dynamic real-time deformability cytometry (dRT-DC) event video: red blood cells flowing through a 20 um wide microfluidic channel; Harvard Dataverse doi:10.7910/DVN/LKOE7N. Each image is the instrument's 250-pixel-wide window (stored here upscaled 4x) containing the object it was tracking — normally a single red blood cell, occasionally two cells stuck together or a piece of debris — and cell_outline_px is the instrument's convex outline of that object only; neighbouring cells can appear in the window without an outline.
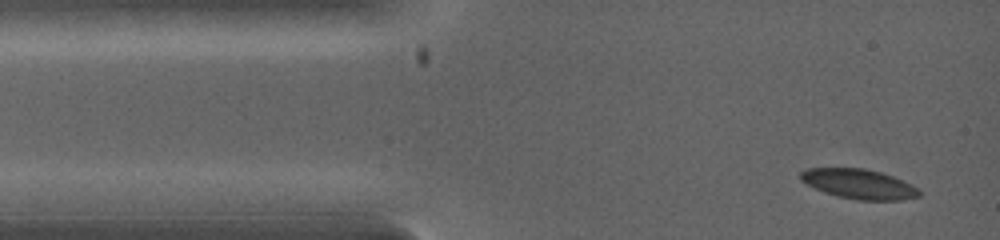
{"species": "common noctule bat (a hibernating species)", "species_latin": "Nyctalus noctula", "temperature_condition": "warm", "stored_images_in_passage": 4, "camera_frame_rate_fps": 5000, "um_per_image_px": 0.085, "animal": {"sex": "female", "body_mass_g": 19.0, "forearm_length_mm": 53.3}, "frame": {"image": 1, "passage_image": 1, "time_ms": 0.0, "image_size_px": [1000, 240], "cell_outline_px": [[920, 196], [900, 200], [856, 200], [824, 192], [800, 180], [800, 172], [808, 168], [864, 168], [880, 172], [892, 176], [912, 184], [920, 188]], "centroid_in_image_um": [73.04, 15.63], "position_along_channel_um": 12.0, "area_um2": 20.46}}
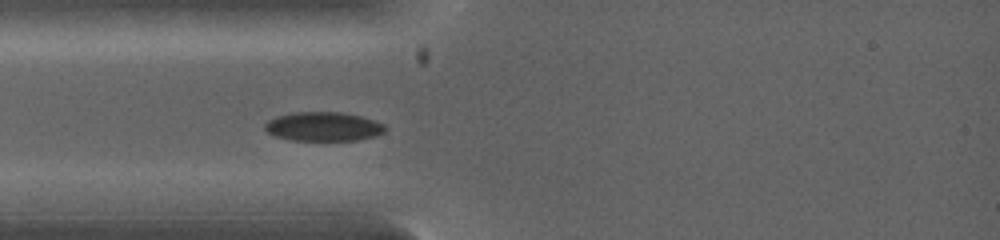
{"frame": {"image": 2, "passage_image": 4, "time_ms": 1.8, "image_size_px": [1000, 240], "cell_outline_px": [[388, 128], [384, 132], [376, 136], [356, 140], [292, 140], [276, 136], [268, 132], [264, 128], [264, 124], [268, 120], [276, 116], [292, 112], [340, 112], [360, 116], [376, 120], [384, 124]], "centroid_in_image_um": [27.51, 10.75], "position_along_channel_um": 57.5, "area_um2": 20.46}}